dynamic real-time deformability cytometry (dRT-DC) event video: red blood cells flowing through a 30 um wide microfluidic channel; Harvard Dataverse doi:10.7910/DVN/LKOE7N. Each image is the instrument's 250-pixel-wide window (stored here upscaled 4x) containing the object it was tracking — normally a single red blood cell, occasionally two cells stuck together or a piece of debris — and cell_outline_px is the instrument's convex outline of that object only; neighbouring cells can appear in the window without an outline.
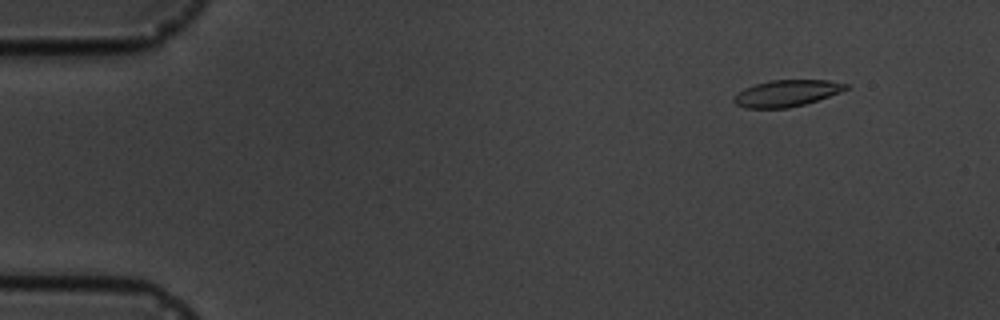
{"species": "common noctule bat (a hibernating species)", "species_latin": "Nyctalus noctula", "temperature_condition": "cold", "stored_images_in_passage": 15, "camera_frame_rate_fps": 3000, "um_per_image_px": 0.085, "animal": {"sex": "male", "body_mass_g": 19.5, "forearm_length_mm": 54.6}, "frame": {"image": 1, "passage_image": 2, "time_ms": 1.333, "image_size_px": [1000, 320], "cell_outline_px": [[848, 88], [840, 92], [804, 104], [788, 108], [744, 108], [736, 104], [732, 100], [732, 96], [744, 88], [756, 84], [772, 80], [828, 80], [848, 84]], "centroid_in_image_um": [66.82, 7.93], "position_along_channel_um": 18.2, "area_um2": 17.22}}
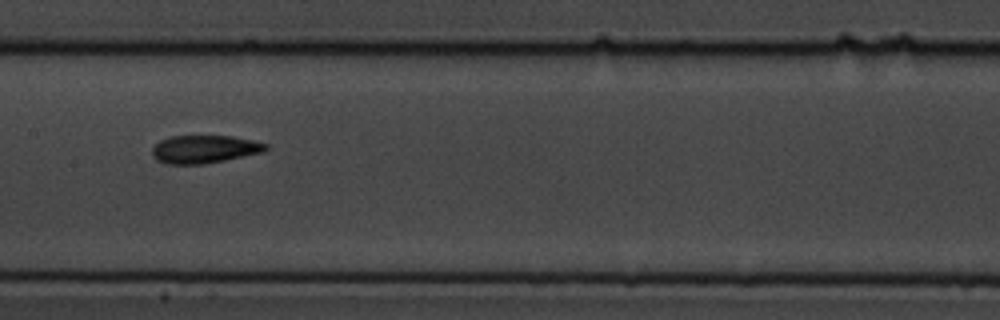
{"frame": {"image": 2, "passage_image": 8, "time_ms": 9.0, "image_size_px": [1000, 320], "cell_outline_px": [[268, 148], [264, 152], [204, 164], [164, 164], [156, 160], [152, 156], [152, 148], [160, 140], [172, 136], [232, 136], [252, 140], [268, 144]], "centroid_in_image_um": [17.36, 12.68], "position_along_channel_um": 190.0, "area_um2": 18.55}}
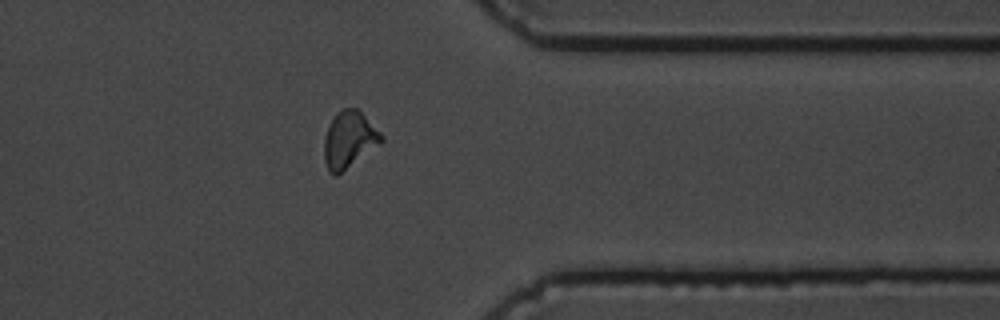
{"frame": {"image": 3, "passage_image": 13, "time_ms": 14.667, "image_size_px": [1000, 320], "cell_outline_px": [[384, 140], [380, 144], [336, 176], [328, 172], [324, 160], [324, 140], [328, 128], [336, 112], [344, 108], [356, 108], [384, 136]], "centroid_in_image_um": [29.66, 11.89], "position_along_channel_um": 381.7, "area_um2": 18.61}, "authors_computed_cell_mechanics": {"area_um2": 18.2648, "velocity_mm_per_s": 3.5362, "shape_relaxation_time_tau1_ms": 3.8127, "shape_relaxation_time_tau2_ms": 1.5899, "deformation_change_tau1": 0.0959, "deformation_change_tau2": 0.0695}}